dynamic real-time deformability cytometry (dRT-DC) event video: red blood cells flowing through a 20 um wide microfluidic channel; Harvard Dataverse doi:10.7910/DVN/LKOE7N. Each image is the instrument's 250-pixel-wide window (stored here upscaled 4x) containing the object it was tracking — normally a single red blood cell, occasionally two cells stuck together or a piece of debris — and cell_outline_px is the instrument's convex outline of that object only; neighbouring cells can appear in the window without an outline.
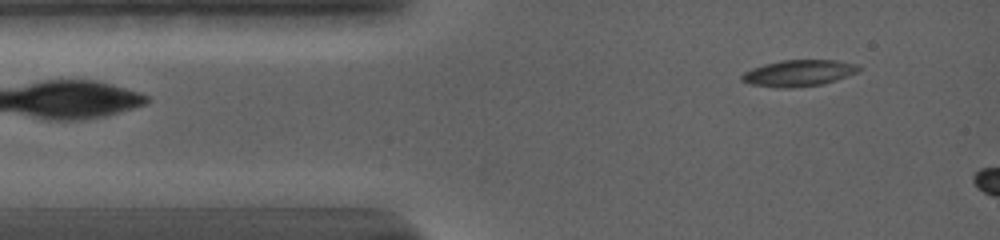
{"species": "common noctule bat (a hibernating species)", "species_latin": "Nyctalus noctula", "temperature_condition": "warm", "stored_images_in_passage": 7, "camera_frame_rate_fps": 5000, "um_per_image_px": 0.085, "animal": {"sex": "female", "body_mass_g": 19.0, "forearm_length_mm": 56.7}, "frame": {"image": 1, "passage_image": 4, "time_ms": 1.2, "image_size_px": [1000, 240], "cell_outline_px": [[860, 72], [836, 80], [820, 84], [788, 88], [776, 88], [752, 84], [740, 80], [740, 76], [744, 72], [752, 68], [764, 64], [780, 60], [836, 60], [856, 64], [860, 68]], "centroid_in_image_um": [67.88, 6.21], "position_along_channel_um": 17.1, "area_um2": 17.98}}